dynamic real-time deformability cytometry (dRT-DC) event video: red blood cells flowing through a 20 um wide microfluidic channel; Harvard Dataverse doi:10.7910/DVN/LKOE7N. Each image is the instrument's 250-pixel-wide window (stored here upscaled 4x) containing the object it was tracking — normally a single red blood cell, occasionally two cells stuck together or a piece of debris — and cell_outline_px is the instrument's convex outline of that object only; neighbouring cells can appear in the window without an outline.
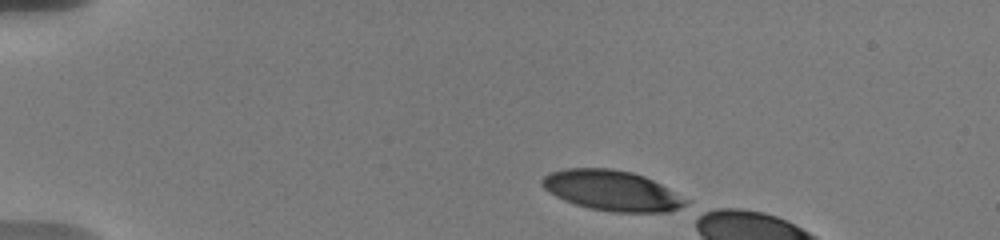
{"species": "human", "species_latin": "Homo sapiens", "temperature_condition": "warm", "stored_images_in_passage": 15, "camera_frame_rate_fps": 3000, "um_per_image_px": 0.085, "donor": {"sex": "male"}, "frame": {"image": 1, "passage_image": 1, "time_ms": 0.0, "image_size_px": [1000, 240], "cell_outline_px": [[692, 204], [668, 212], [612, 212], [588, 208], [564, 200], [548, 192], [540, 184], [540, 180], [548, 172], [564, 168], [612, 168], [632, 172], [644, 176], [692, 200]], "centroid_in_image_um": [52.04, 16.2], "position_along_channel_um": 33.0, "area_um2": 34.22}}